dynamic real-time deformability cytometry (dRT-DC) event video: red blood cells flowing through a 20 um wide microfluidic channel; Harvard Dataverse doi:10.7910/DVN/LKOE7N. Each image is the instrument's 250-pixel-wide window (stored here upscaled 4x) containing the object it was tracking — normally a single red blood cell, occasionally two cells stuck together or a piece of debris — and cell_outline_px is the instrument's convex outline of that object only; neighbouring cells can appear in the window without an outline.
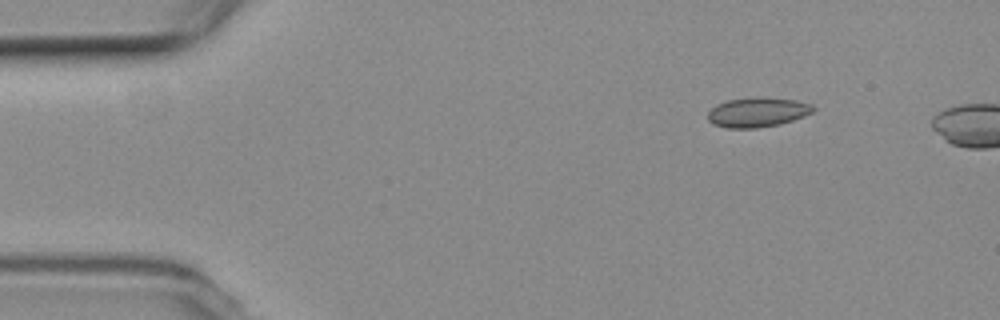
{"species": "common noctule bat (a hibernating species)", "species_latin": "Nyctalus noctula", "temperature_condition": "room temperature", "stored_images_in_passage": 3, "camera_frame_rate_fps": 3000, "um_per_image_px": 0.085, "animal": {"sex": "female", "body_mass_g": 19.3, "forearm_length_mm": 54.1}, "frame": {"image": 1, "passage_image": 2, "time_ms": 1.333, "image_size_px": [1000, 320], "cell_outline_px": [[816, 108], [812, 112], [804, 116], [780, 124], [756, 128], [728, 128], [712, 124], [708, 120], [708, 112], [716, 104], [728, 100], [764, 96], [796, 100], [812, 104]], "centroid_in_image_um": [64.39, 9.53], "position_along_channel_um": 20.6, "area_um2": 18.32}}